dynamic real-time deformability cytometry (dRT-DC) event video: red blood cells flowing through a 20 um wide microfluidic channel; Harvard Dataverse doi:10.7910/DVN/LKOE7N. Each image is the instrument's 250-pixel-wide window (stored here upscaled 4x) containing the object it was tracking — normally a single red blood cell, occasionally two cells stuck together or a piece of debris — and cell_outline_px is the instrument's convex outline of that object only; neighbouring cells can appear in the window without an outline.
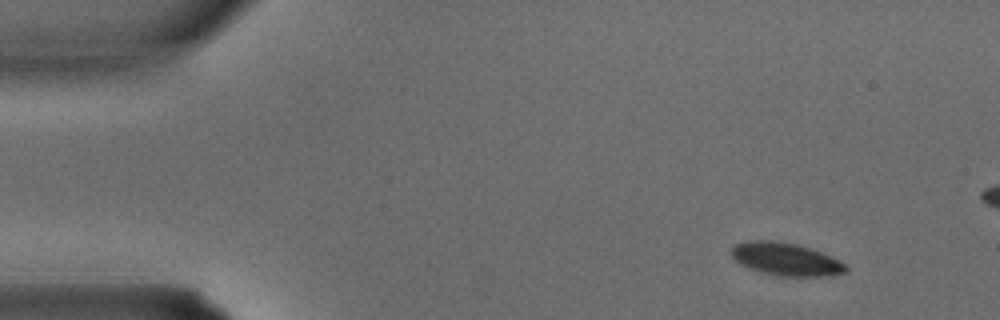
{"species": "common noctule bat (a hibernating species)", "species_latin": "Nyctalus noctula", "temperature_condition": "warm", "stored_images_in_passage": 3, "camera_frame_rate_fps": 3000, "um_per_image_px": 0.085, "animal": {"sex": "male", "body_mass_g": 15.6}, "frame": {"image": 1, "passage_image": 1, "time_ms": 0.0, "image_size_px": [1000, 320], "cell_outline_px": [[848, 272], [824, 276], [780, 276], [748, 268], [740, 264], [732, 256], [732, 248], [736, 244], [748, 240], [772, 240], [796, 244], [820, 252], [840, 260], [848, 268]], "centroid_in_image_um": [66.8, 22.03], "position_along_channel_um": 18.2, "area_um2": 21.62}}